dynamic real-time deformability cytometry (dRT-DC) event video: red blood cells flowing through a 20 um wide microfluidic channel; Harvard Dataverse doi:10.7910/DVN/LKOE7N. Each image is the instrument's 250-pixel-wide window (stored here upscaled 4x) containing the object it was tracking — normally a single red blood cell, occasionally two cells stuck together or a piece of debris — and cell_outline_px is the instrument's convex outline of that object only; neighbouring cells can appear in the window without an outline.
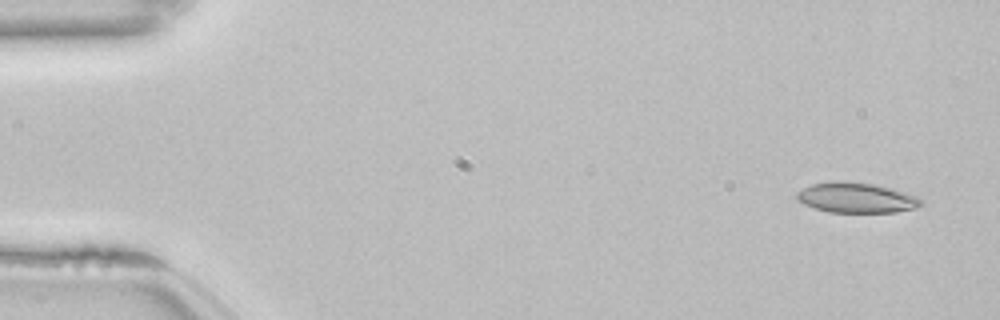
{"species": "common noctule bat (a hibernating species)", "species_latin": "Nyctalus noctula", "temperature_condition": "room temperature", "stored_images_in_passage": 53, "camera_frame_rate_fps": 3000, "um_per_image_px": 0.085, "animal": {"sex": "female", "body_mass_g": 22.7, "forearm_length_mm": 54.2}, "frame": {"image": 1, "passage_image": 3, "time_ms": 0.667, "image_size_px": [1000, 320], "cell_outline_px": [[924, 204], [916, 208], [896, 212], [828, 212], [804, 204], [796, 200], [796, 192], [812, 184], [876, 184], [892, 188], [916, 196]], "centroid_in_image_um": [72.83, 16.86], "position_along_channel_um": 12.2, "area_um2": 20.98}}
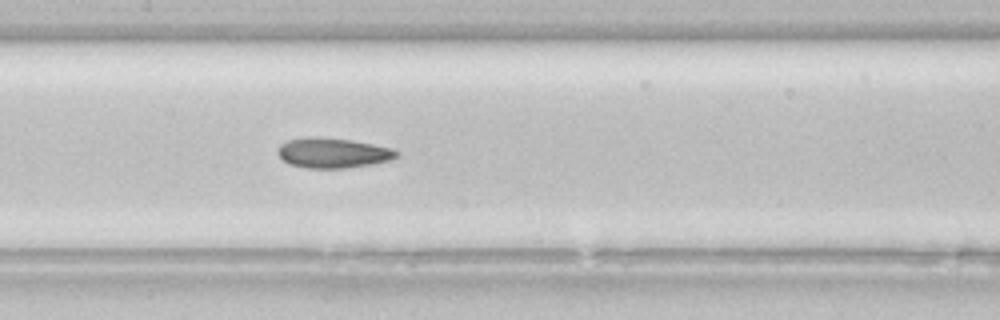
{"frame": {"image": 2, "passage_image": 26, "time_ms": 8.333, "image_size_px": [1000, 320], "cell_outline_px": [[400, 156], [392, 160], [372, 164], [344, 168], [308, 168], [288, 164], [276, 152], [280, 144], [288, 140], [308, 136], [348, 140], [372, 144], [392, 148]], "centroid_in_image_um": [28.28, 13.0], "position_along_channel_um": 179.1, "area_um2": 20.69}}
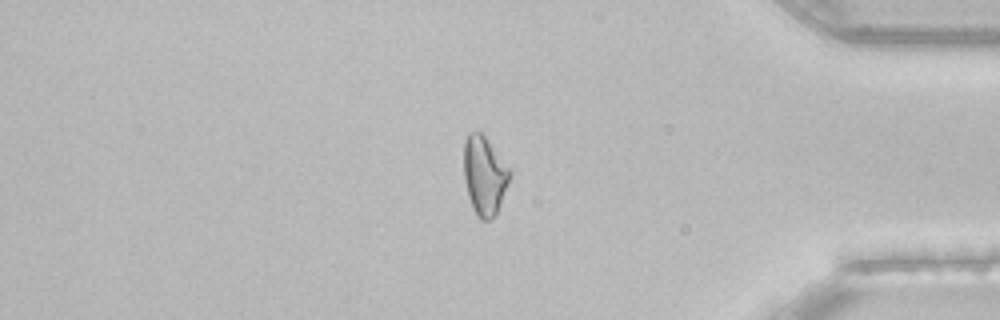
{"frame": {"image": 3, "passage_image": 45, "time_ms": 14.667, "image_size_px": [1000, 320], "cell_outline_px": [[512, 176], [496, 216], [492, 220], [480, 220], [476, 216], [472, 208], [468, 196], [464, 180], [464, 140], [468, 132], [480, 132], [488, 140], [512, 168]], "centroid_in_image_um": [41.21, 14.94], "position_along_channel_um": 394.0, "area_um2": 21.79}, "authors_computed_cell_mechanics": {"area_um2": 21.386, "velocity_mm_per_s": 3.8565, "shape_relaxation_time_tau1_ms": 11.1824, "shape_relaxation_time_tau2_ms": 3.7713, "deformation_change_tau1": 0.2071, "deformation_change_tau2": 0.1098}}